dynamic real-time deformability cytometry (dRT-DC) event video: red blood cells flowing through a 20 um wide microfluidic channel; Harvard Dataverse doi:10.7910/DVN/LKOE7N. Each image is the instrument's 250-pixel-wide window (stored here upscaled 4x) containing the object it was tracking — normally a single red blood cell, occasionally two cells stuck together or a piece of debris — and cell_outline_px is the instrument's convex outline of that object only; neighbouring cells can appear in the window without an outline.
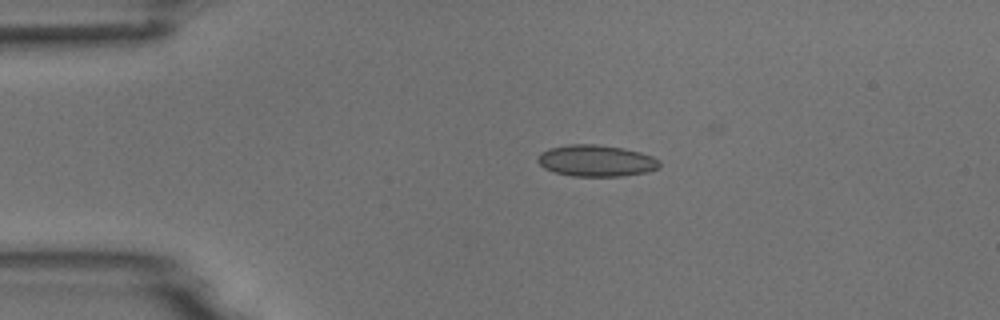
{"species": "common noctule bat (a hibernating species)", "species_latin": "Nyctalus noctula", "temperature_condition": "room temperature", "stored_images_in_passage": 4, "camera_frame_rate_fps": 3000, "um_per_image_px": 0.085, "animal": {"sex": "male", "body_mass_g": 18.8}, "frame": {"image": 1, "passage_image": 3, "time_ms": 3.0, "image_size_px": [1000, 320], "cell_outline_px": [[660, 168], [648, 172], [620, 176], [572, 176], [556, 172], [544, 168], [536, 160], [536, 156], [540, 152], [548, 148], [568, 144], [600, 144], [624, 148], [640, 152], [652, 156], [660, 160]], "centroid_in_image_um": [50.67, 13.65], "position_along_channel_um": 34.3, "area_um2": 22.66}}